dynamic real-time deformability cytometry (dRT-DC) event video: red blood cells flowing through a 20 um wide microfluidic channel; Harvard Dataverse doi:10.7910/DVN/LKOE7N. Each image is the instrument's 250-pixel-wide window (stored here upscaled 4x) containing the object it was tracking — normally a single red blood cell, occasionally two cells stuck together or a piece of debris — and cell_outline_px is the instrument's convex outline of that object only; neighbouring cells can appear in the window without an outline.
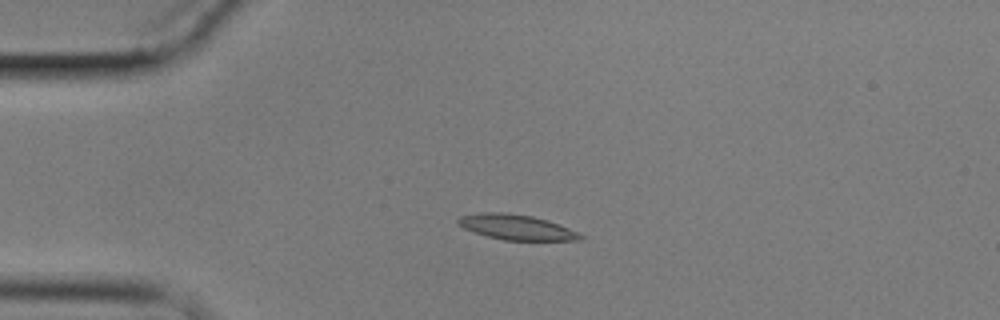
{"species": "common noctule bat (a hibernating species)", "species_latin": "Nyctalus noctula", "temperature_condition": "cold", "stored_images_in_passage": 5, "camera_frame_rate_fps": 3000, "um_per_image_px": 0.085, "animal": {"sex": "male", "body_mass_g": 17.9}, "frame": {"image": 1, "passage_image": 4, "time_ms": 3.667, "image_size_px": [1000, 320], "cell_outline_px": [[584, 236], [580, 240], [504, 240], [472, 232], [464, 228], [456, 220], [460, 216], [480, 212], [504, 212], [532, 216], [548, 220], [580, 232]], "centroid_in_image_um": [43.91, 19.3], "position_along_channel_um": 41.1, "area_um2": 17.98}}